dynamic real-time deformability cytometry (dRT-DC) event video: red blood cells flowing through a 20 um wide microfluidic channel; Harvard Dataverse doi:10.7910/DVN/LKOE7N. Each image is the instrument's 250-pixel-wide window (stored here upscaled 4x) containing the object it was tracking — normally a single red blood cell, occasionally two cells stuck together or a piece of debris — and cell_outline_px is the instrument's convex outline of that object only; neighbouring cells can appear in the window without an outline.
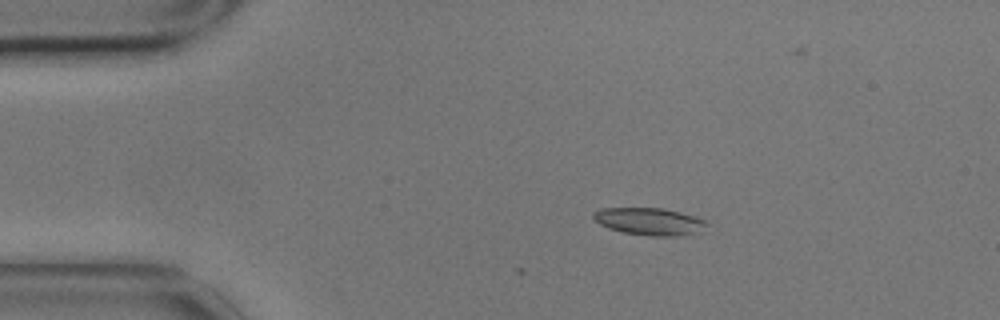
{"species": "common noctule bat (a hibernating species)", "species_latin": "Nyctalus noctula", "temperature_condition": "cold", "stored_images_in_passage": 5, "camera_frame_rate_fps": 3000, "um_per_image_px": 0.085, "animal": {"sex": "male", "body_mass_g": 17.9}, "frame": {"image": 1, "passage_image": 1, "time_ms": 0.0, "image_size_px": [1000, 320], "cell_outline_px": [[712, 224], [700, 232], [684, 236], [648, 236], [624, 232], [608, 228], [600, 224], [592, 216], [592, 212], [600, 208], [664, 208], [696, 216]], "centroid_in_image_um": [55.27, 18.83], "position_along_channel_um": 29.7, "area_um2": 18.38}}